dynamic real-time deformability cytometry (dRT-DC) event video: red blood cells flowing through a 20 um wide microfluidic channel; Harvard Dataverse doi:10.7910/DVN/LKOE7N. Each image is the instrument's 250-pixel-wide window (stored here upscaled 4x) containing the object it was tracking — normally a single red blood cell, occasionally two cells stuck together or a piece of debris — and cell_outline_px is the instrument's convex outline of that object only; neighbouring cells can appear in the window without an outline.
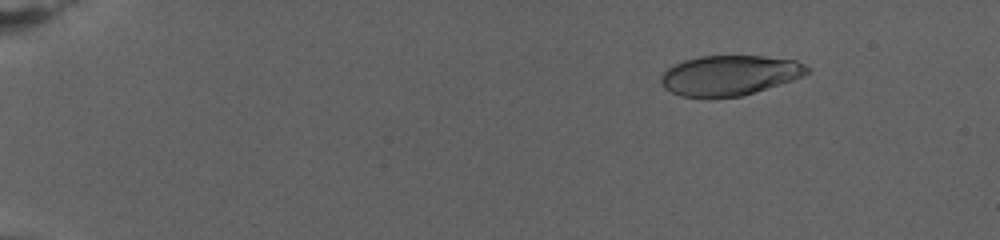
{"species": "human", "species_latin": "Homo sapiens", "temperature_condition": "warm", "stored_images_in_passage": 17, "camera_frame_rate_fps": 3000, "um_per_image_px": 0.085, "donor": {"sex": "female"}, "frame": {"image": 1, "passage_image": 12, "time_ms": 3.667, "image_size_px": [1000, 240], "cell_outline_px": [[808, 72], [792, 80], [740, 96], [712, 100], [704, 100], [680, 96], [664, 88], [660, 84], [660, 76], [668, 68], [684, 60], [700, 56], [760, 56], [796, 60], [804, 64], [808, 68]], "centroid_in_image_um": [61.92, 6.44], "position_along_channel_um": 23.1, "area_um2": 34.45}}